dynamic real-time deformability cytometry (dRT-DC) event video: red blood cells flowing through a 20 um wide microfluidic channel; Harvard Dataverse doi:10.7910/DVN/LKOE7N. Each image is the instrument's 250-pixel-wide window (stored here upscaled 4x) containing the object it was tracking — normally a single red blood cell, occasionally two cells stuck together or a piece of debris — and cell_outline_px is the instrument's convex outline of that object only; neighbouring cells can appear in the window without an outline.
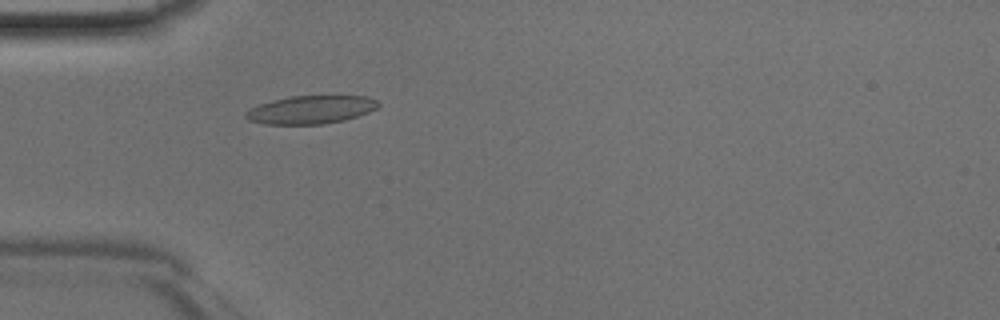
{"species": "Egyptian fruit bat (a non-hibernating species)", "species_latin": "Rousettus aegyptiacus", "temperature_condition": "room temperature", "stored_images_in_passage": 46, "camera_frame_rate_fps": 3000, "um_per_image_px": 0.085, "animal": {"sex": "male"}, "frame": {"image": 1, "passage_image": 14, "time_ms": 4.333, "image_size_px": [1000, 320], "cell_outline_px": [[380, 104], [376, 108], [368, 112], [344, 120], [324, 124], [264, 124], [248, 120], [244, 116], [244, 112], [260, 104], [272, 100], [292, 96], [368, 96], [376, 100]], "centroid_in_image_um": [26.4, 9.32], "position_along_channel_um": 58.6, "area_um2": 21.62}}
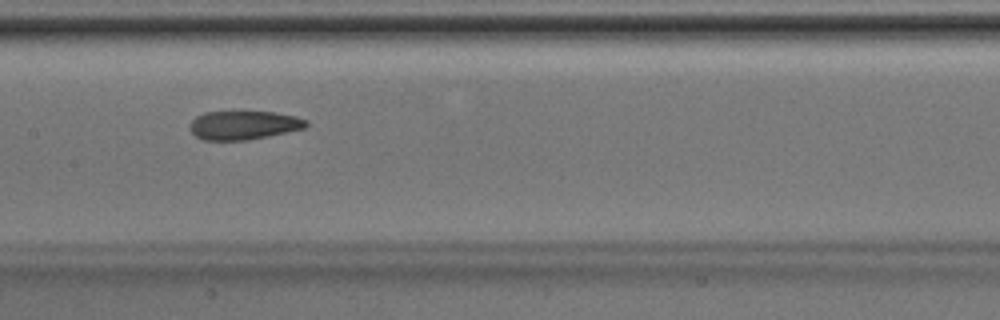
{"frame": {"image": 2, "passage_image": 23, "time_ms": 7.333, "image_size_px": [1000, 320], "cell_outline_px": [[308, 124], [304, 128], [268, 136], [248, 140], [204, 140], [196, 136], [188, 128], [188, 124], [196, 116], [204, 112], [232, 108], [240, 108], [272, 112], [296, 116], [308, 120]], "centroid_in_image_um": [20.65, 10.57], "position_along_channel_um": 186.7, "area_um2": 20.58}}
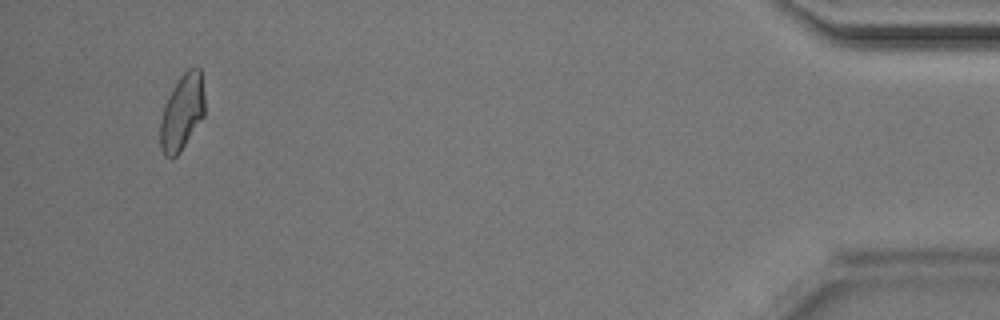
{"frame": {"image": 3, "passage_image": 44, "time_ms": 14.333, "image_size_px": [1000, 320], "cell_outline_px": [[204, 116], [180, 152], [172, 160], [164, 156], [160, 148], [160, 120], [164, 104], [172, 88], [180, 76], [188, 68], [196, 64], [200, 68], [204, 96]], "centroid_in_image_um": [15.46, 9.54], "position_along_channel_um": 419.7, "area_um2": 20.0}}